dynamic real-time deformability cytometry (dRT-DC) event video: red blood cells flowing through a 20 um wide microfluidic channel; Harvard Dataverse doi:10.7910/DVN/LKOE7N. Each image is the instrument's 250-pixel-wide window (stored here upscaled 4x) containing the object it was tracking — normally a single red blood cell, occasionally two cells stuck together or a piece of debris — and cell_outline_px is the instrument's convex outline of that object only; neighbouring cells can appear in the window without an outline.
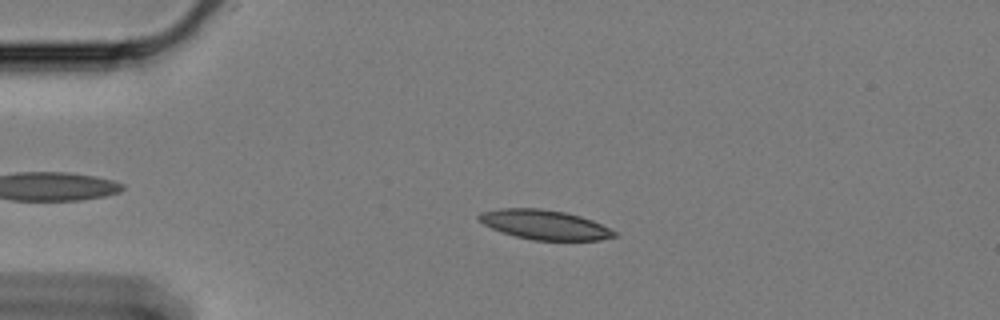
{"species": "Egyptian fruit bat (a non-hibernating species)", "species_latin": "Rousettus aegyptiacus", "temperature_condition": "cold", "stored_images_in_passage": 50, "camera_frame_rate_fps": 3000, "um_per_image_px": 0.085, "animal": {"sex": "female"}, "frame": {"image": 1, "passage_image": 13, "time_ms": 4.0, "image_size_px": [1000, 320], "cell_outline_px": [[616, 236], [600, 240], [532, 240], [516, 236], [492, 228], [484, 224], [476, 216], [480, 212], [500, 208], [540, 208], [564, 212], [580, 216], [592, 220], [616, 232]], "centroid_in_image_um": [46.27, 19.09], "position_along_channel_um": 38.7, "area_um2": 23.06}}
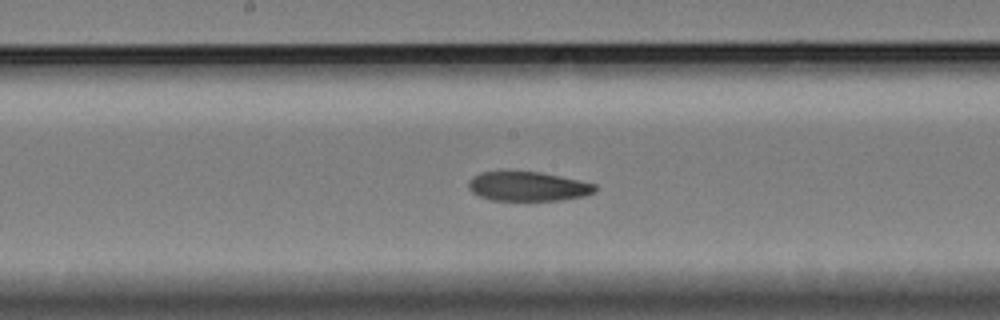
{"frame": {"image": 2, "passage_image": 31, "time_ms": 10.0, "image_size_px": [1000, 320], "cell_outline_px": [[596, 192], [584, 196], [560, 200], [492, 200], [480, 196], [472, 192], [468, 188], [468, 180], [472, 176], [480, 172], [540, 172], [580, 180], [596, 184]], "centroid_in_image_um": [44.87, 15.84], "position_along_channel_um": 203.3, "area_um2": 21.62}}
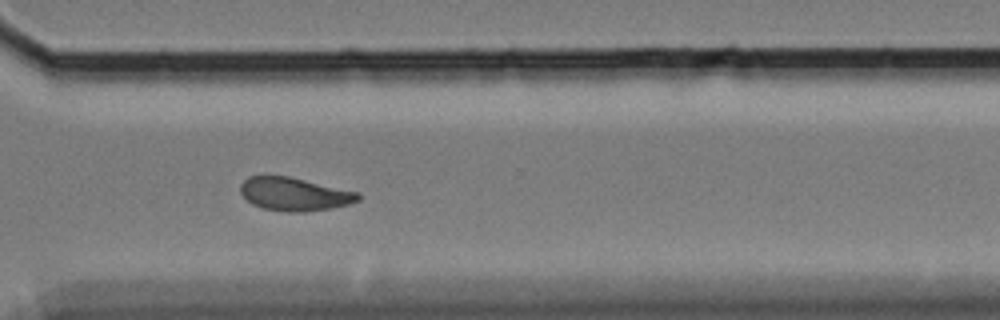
{"frame": {"image": 3, "passage_image": 44, "time_ms": 14.333, "image_size_px": [1000, 320], "cell_outline_px": [[360, 200], [348, 204], [332, 208], [304, 212], [288, 212], [260, 208], [252, 204], [240, 192], [240, 184], [248, 176], [288, 176], [360, 192]], "centroid_in_image_um": [25.03, 16.5], "position_along_channel_um": 345.6, "area_um2": 22.89}, "authors_computed_cell_mechanics": {"area_um2": 23.0622, "velocity_mm_per_s": 3.2881, "shape_relaxation_time_tau1_ms": null, "shape_relaxation_time_tau2_ms": 5.4479, "deformation_change_tau1": null, "deformation_change_tau2": 0.1152}}